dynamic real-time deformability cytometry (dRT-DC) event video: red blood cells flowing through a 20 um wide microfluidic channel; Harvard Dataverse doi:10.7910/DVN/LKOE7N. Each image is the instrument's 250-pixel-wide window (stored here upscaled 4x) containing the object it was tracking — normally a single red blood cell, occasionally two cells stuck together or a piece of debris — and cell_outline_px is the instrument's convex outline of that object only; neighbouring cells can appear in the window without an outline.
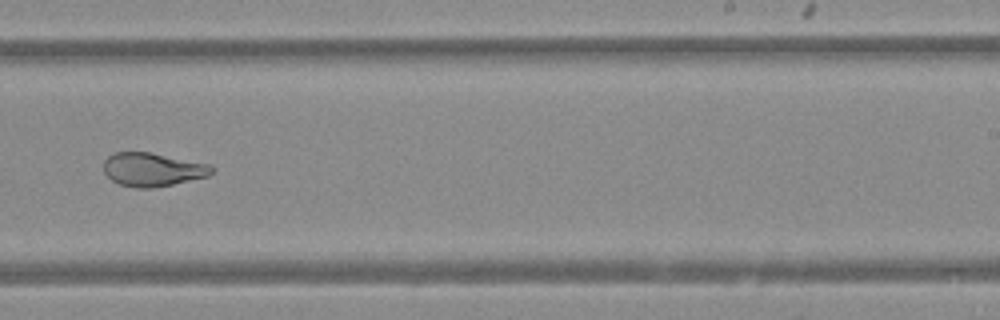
{"species": "Egyptian fruit bat (a non-hibernating species)", "species_latin": "Rousettus aegyptiacus", "temperature_condition": "warm", "stored_images_in_passage": 42, "camera_frame_rate_fps": 3000, "um_per_image_px": 0.085, "animal": {"sex": "female"}, "frame": {"image": 1, "passage_image": 30, "time_ms": 9.667, "image_size_px": [1000, 320], "cell_outline_px": [[216, 168], [208, 176], [172, 184], [152, 188], [136, 188], [120, 184], [112, 180], [104, 172], [104, 160], [112, 152], [148, 152], [212, 164]], "centroid_in_image_um": [12.98, 14.4], "position_along_channel_um": 276.0, "area_um2": 21.15}}